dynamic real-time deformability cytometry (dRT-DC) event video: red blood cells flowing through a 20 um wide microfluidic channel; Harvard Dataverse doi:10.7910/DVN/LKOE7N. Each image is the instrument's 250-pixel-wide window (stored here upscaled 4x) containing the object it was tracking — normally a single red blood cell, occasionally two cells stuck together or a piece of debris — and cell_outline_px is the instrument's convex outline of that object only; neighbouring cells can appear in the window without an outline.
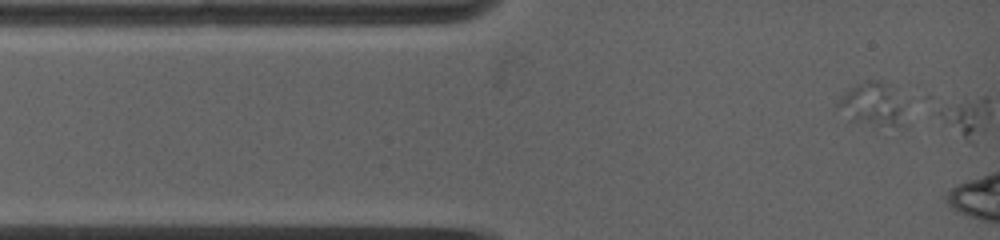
{"species": "common noctule bat (a hibernating species)", "species_latin": "Nyctalus noctula", "temperature_condition": "warm", "stored_images_in_passage": 5, "camera_frame_rate_fps": 5000, "um_per_image_px": 0.085, "animal": {"sex": "female", "body_mass_g": 19.0, "forearm_length_mm": 53.3}, "frame": {"image": 1, "passage_image": 1, "time_ms": 0.0, "image_size_px": [1000, 240], "cell_outline_px": [[908, 124], [904, 128], [848, 120], [836, 104], [836, 100], [848, 88], [864, 80], [880, 80], [896, 88], [908, 100]], "centroid_in_image_um": [74.35, 8.85], "position_along_channel_um": 10.7, "area_um2": 18.55}}